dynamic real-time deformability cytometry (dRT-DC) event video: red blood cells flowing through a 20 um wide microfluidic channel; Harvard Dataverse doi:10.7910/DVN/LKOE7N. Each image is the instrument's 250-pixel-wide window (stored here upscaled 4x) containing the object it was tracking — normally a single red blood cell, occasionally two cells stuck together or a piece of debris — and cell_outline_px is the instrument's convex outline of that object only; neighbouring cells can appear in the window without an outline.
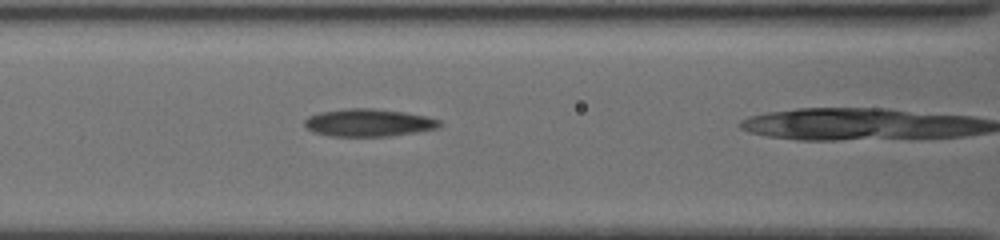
{"species": "common noctule bat (a hibernating species)", "species_latin": "Nyctalus noctula", "temperature_condition": "cold", "stored_images_in_passage": 10, "camera_frame_rate_fps": 3000, "um_per_image_px": 0.085, "animal": {"sex": "female", "body_mass_g": 19.5, "forearm_length_mm": 54.1}, "frame": {"image": 1, "passage_image": 9, "time_ms": 2.667, "image_size_px": [1000, 240], "cell_outline_px": [[440, 124], [436, 128], [388, 136], [332, 136], [312, 132], [304, 124], [304, 120], [308, 116], [320, 112], [344, 108], [372, 108], [404, 112], [428, 116], [440, 120]], "centroid_in_image_um": [31.28, 10.41], "position_along_channel_um": 135.3, "area_um2": 21.56}}